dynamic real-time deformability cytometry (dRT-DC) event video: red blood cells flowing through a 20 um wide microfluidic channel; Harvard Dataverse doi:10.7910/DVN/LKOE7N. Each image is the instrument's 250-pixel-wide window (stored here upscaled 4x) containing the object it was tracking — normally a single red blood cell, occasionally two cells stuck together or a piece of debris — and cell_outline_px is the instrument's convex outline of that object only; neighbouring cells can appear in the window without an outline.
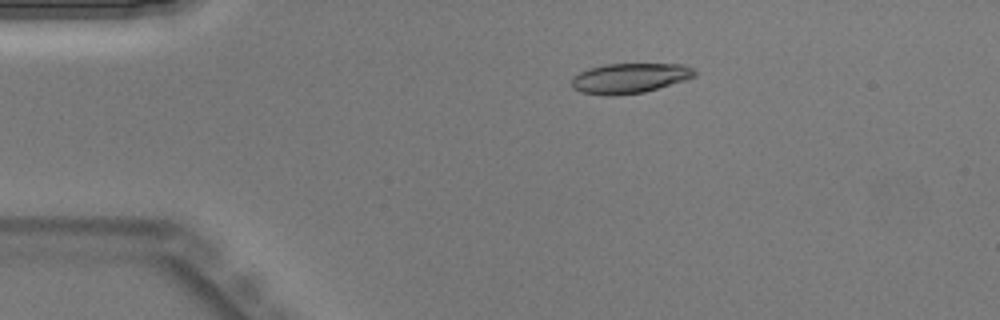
{"species": "Egyptian fruit bat (a non-hibernating species)", "species_latin": "Rousettus aegyptiacus", "temperature_condition": "warm", "stored_images_in_passage": 36, "camera_frame_rate_fps": 3000, "um_per_image_px": 0.085, "animal": {"sex": "male"}, "frame": {"image": 1, "passage_image": 1, "time_ms": 0.0, "image_size_px": [1000, 320], "cell_outline_px": [[696, 76], [684, 80], [644, 92], [612, 96], [604, 96], [580, 92], [572, 88], [572, 76], [588, 68], [604, 64], [680, 64], [692, 68], [696, 72]], "centroid_in_image_um": [53.46, 6.65], "position_along_channel_um": 31.5, "area_um2": 21.56}}
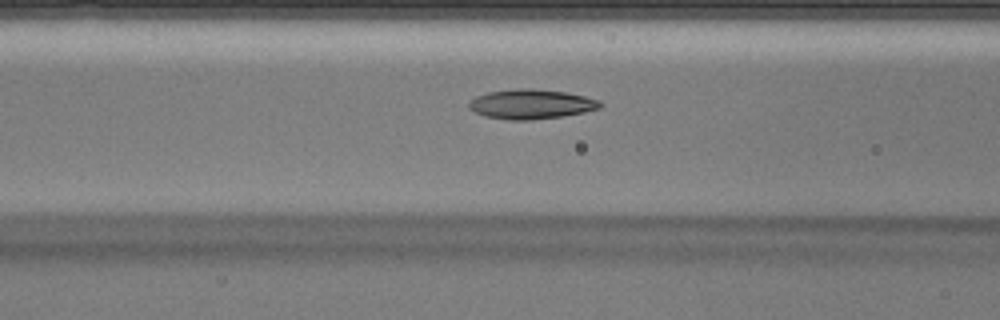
{"frame": {"image": 2, "passage_image": 10, "time_ms": 3.0, "image_size_px": [1000, 320], "cell_outline_px": [[604, 104], [600, 108], [584, 112], [564, 116], [532, 120], [508, 120], [484, 116], [468, 108], [468, 104], [476, 96], [488, 92], [516, 88], [532, 88], [564, 92], [584, 96], [600, 100]], "centroid_in_image_um": [45.16, 8.85], "position_along_channel_um": 121.4, "area_um2": 22.77}}
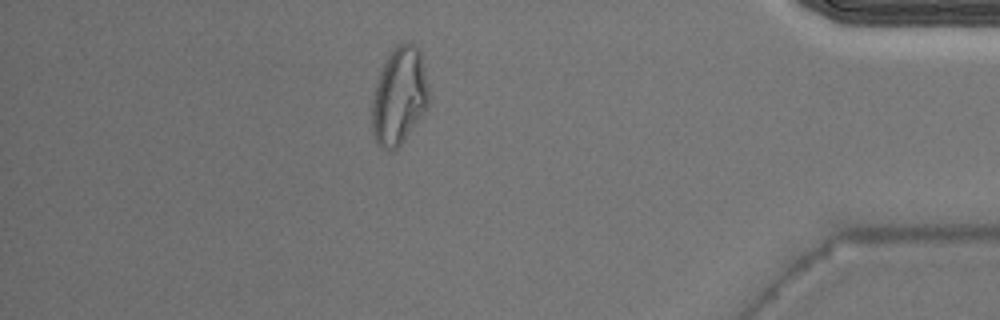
{"frame": {"image": 3, "passage_image": 31, "time_ms": 10.0, "image_size_px": [1000, 320], "cell_outline_px": [[428, 104], [424, 112], [404, 140], [396, 148], [388, 152], [376, 140], [372, 132], [372, 96], [380, 72], [388, 56], [396, 44], [408, 40], [412, 40], [420, 48], [428, 84]], "centroid_in_image_um": [33.94, 8.1], "position_along_channel_um": 401.3, "area_um2": 32.31}}